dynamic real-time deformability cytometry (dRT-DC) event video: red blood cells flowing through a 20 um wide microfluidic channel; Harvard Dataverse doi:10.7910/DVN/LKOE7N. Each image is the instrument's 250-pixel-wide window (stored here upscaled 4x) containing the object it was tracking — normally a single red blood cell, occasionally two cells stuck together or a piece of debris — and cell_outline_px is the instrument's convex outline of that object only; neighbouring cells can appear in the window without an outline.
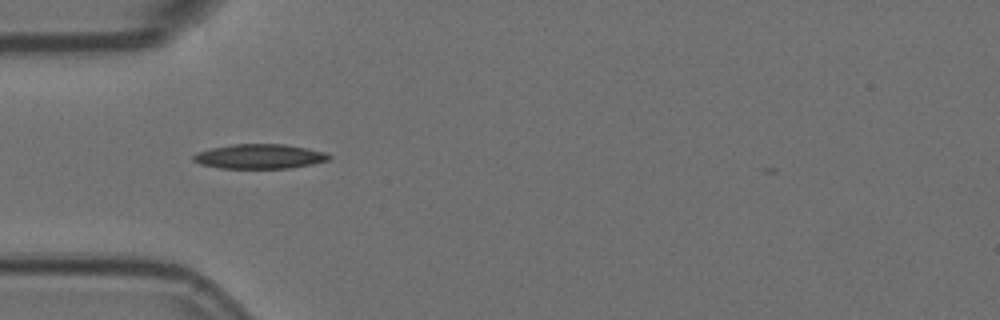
{"species": "Egyptian fruit bat (a non-hibernating species)", "species_latin": "Rousettus aegyptiacus", "temperature_condition": "room temperature", "stored_images_in_passage": 4, "camera_frame_rate_fps": 3000, "um_per_image_px": 0.085, "animal": {"sex": "female"}, "frame": {"image": 1, "passage_image": 3, "time_ms": 0.667, "image_size_px": [1000, 320], "cell_outline_px": [[332, 156], [328, 160], [312, 164], [288, 168], [220, 168], [200, 164], [192, 160], [192, 156], [196, 152], [212, 148], [232, 144], [284, 144], [308, 148], [324, 152]], "centroid_in_image_um": [22.04, 13.29], "position_along_channel_um": 63.0, "area_um2": 19.42}}
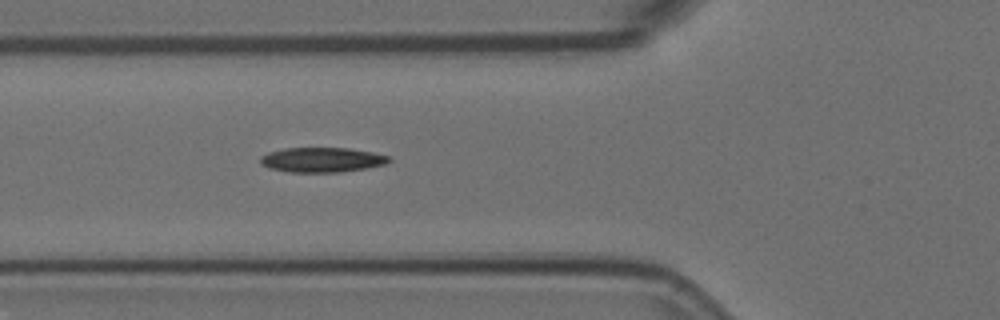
{"frame": {"image": 2, "passage_image": 4, "time_ms": 1.0, "image_size_px": [1000, 320], "cell_outline_px": [[392, 160], [384, 164], [364, 168], [340, 172], [288, 172], [268, 168], [260, 164], [260, 156], [268, 152], [284, 148], [348, 148], [372, 152], [388, 156]], "centroid_in_image_um": [27.3, 13.58], "position_along_channel_um": 98.5, "area_um2": 18.55}}